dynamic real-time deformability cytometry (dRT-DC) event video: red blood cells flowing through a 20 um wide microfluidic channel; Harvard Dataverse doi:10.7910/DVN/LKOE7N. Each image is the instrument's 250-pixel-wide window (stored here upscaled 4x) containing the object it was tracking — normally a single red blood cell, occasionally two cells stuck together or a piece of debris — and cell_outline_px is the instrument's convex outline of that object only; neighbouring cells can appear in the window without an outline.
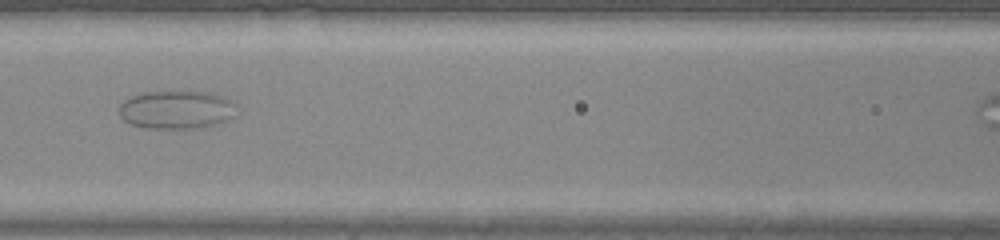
{"species": "common noctule bat (a hibernating species)", "species_latin": "Nyctalus noctula", "temperature_condition": "warm", "stored_images_in_passage": 30, "camera_frame_rate_fps": 3000, "um_per_image_px": 0.085, "animal": {"sex": "male", "body_mass_g": 20.0, "forearm_length_mm": 53.3}, "frame": {"image": 1, "passage_image": 8, "time_ms": 2.333, "image_size_px": [1000, 240], "cell_outline_px": [[236, 104], [232, 116], [216, 124], [204, 128], [148, 128], [132, 124], [124, 120], [120, 116], [120, 104], [124, 100], [140, 92], [212, 92], [224, 96]], "centroid_in_image_um": [15.0, 9.32], "position_along_channel_um": 151.6, "area_um2": 26.07}}
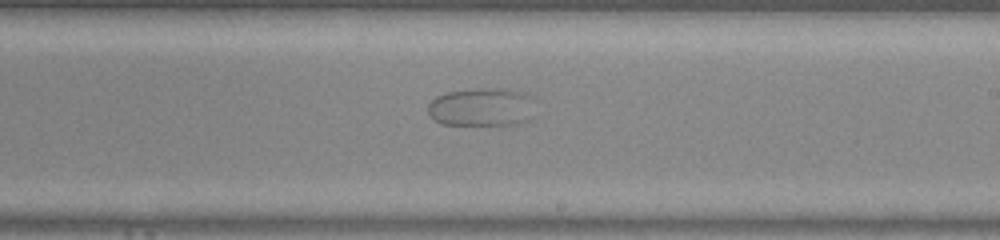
{"frame": {"image": 2, "passage_image": 15, "time_ms": 4.667, "image_size_px": [1000, 240], "cell_outline_px": [[536, 96], [532, 120], [520, 124], [444, 124], [436, 120], [428, 112], [428, 104], [436, 96], [448, 92], [480, 88], [496, 88], [524, 92]], "centroid_in_image_um": [41.06, 9.09], "position_along_channel_um": 247.9, "area_um2": 24.28}}
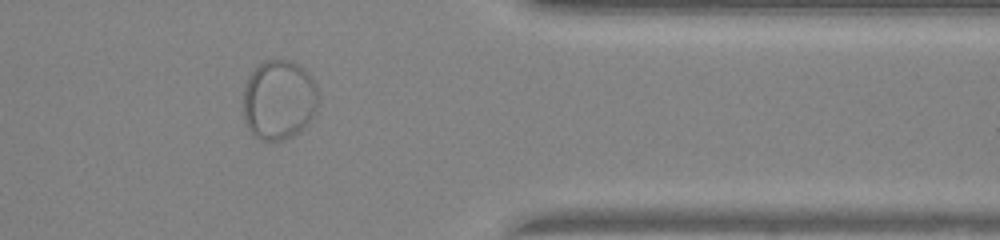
{"frame": {"image": 3, "passage_image": 26, "time_ms": 8.333, "image_size_px": [1000, 240], "cell_outline_px": [[316, 112], [308, 124], [292, 136], [284, 140], [260, 140], [248, 128], [244, 120], [244, 84], [248, 76], [264, 60], [288, 60], [296, 64], [308, 72], [316, 84]], "centroid_in_image_um": [23.69, 8.49], "position_along_channel_um": 387.7, "area_um2": 34.74}}